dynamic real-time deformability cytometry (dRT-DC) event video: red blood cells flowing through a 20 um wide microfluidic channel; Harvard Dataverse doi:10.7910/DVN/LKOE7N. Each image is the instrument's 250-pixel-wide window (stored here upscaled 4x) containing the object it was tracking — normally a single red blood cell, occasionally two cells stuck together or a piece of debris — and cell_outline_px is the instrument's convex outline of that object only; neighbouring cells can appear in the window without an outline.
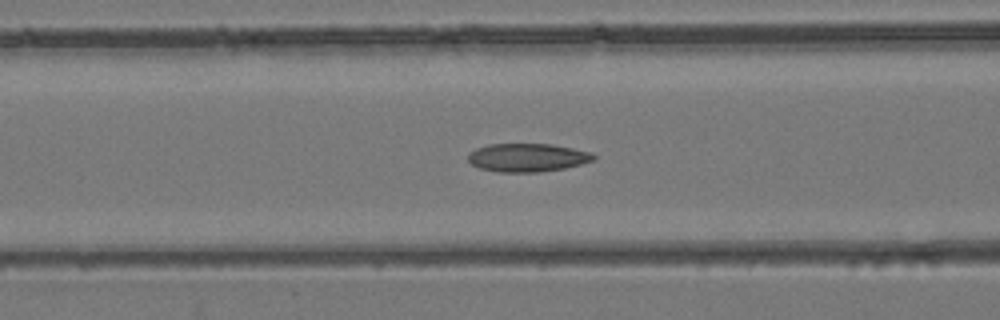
{"species": "common noctule bat (a hibernating species)", "species_latin": "Nyctalus noctula", "temperature_condition": "room temperature", "stored_images_in_passage": 44, "camera_frame_rate_fps": 3000, "um_per_image_px": 0.085, "animal": {"sex": "female", "body_mass_g": 24.6, "forearm_length_mm": 56.2}, "frame": {"image": 1, "passage_image": 18, "time_ms": 5.667, "image_size_px": [1000, 320], "cell_outline_px": [[596, 156], [592, 160], [580, 164], [564, 168], [540, 172], [496, 172], [480, 168], [472, 164], [468, 160], [468, 152], [476, 148], [488, 144], [552, 144], [592, 152]], "centroid_in_image_um": [44.8, 13.39], "position_along_channel_um": 121.8, "area_um2": 20.75}}
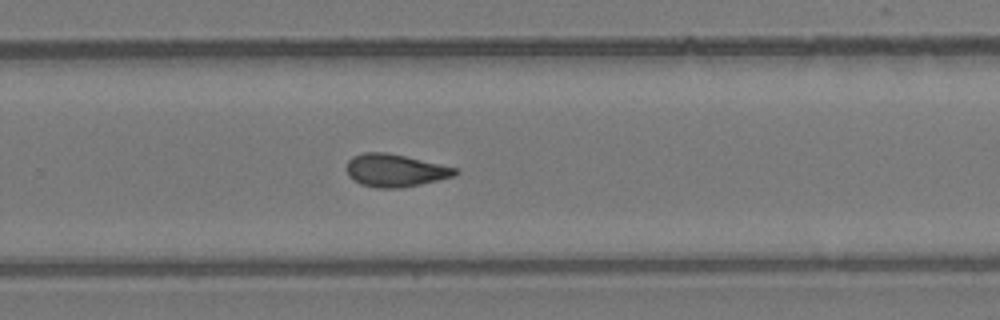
{"frame": {"image": 2, "passage_image": 29, "time_ms": 9.333, "image_size_px": [1000, 320], "cell_outline_px": [[460, 172], [452, 176], [404, 188], [376, 188], [360, 184], [352, 180], [348, 176], [348, 160], [352, 156], [364, 152], [388, 152], [456, 168]], "centroid_in_image_um": [33.54, 14.49], "position_along_channel_um": 296.3, "area_um2": 20.58}}
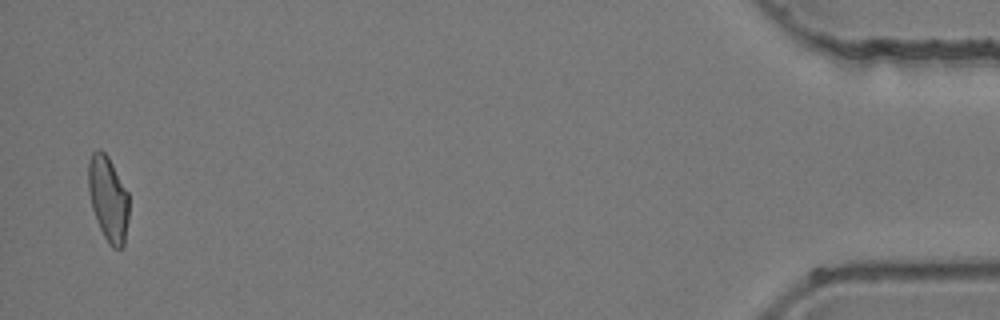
{"frame": {"image": 3, "passage_image": 43, "time_ms": 14.0, "image_size_px": [1000, 320], "cell_outline_px": [[128, 220], [124, 244], [120, 248], [112, 248], [108, 244], [96, 220], [92, 208], [88, 192], [88, 160], [92, 152], [96, 148], [100, 148], [108, 156], [128, 192]], "centroid_in_image_um": [9.18, 16.86], "position_along_channel_um": 426.0, "area_um2": 20.29}}